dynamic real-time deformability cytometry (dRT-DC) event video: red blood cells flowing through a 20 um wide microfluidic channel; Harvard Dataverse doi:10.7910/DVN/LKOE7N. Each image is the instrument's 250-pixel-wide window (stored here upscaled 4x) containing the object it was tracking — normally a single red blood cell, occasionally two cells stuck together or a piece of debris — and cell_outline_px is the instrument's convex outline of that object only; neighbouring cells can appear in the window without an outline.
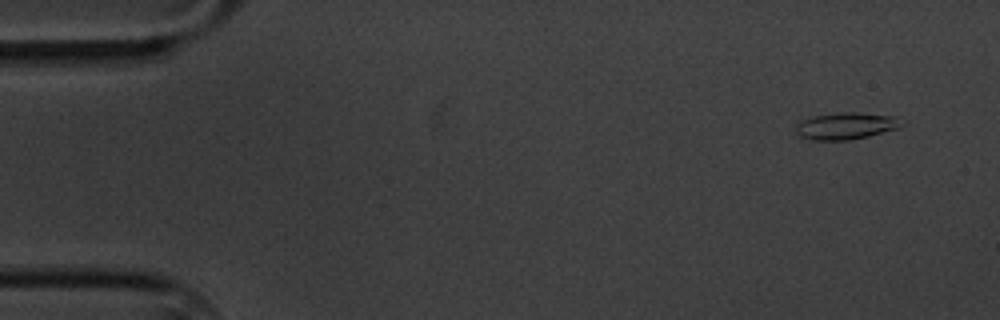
{"species": "common noctule bat (a hibernating species)", "species_latin": "Nyctalus noctula", "temperature_condition": "cold", "stored_images_in_passage": 5, "camera_frame_rate_fps": 3000, "um_per_image_px": 0.085, "animal": {"sex": "male", "body_mass_g": 20.1, "forearm_length_mm": 53.5}, "frame": {"image": 1, "passage_image": 1, "time_ms": 0.0, "image_size_px": [1000, 320], "cell_outline_px": [[908, 120], [900, 128], [868, 136], [848, 140], [812, 140], [800, 136], [796, 132], [796, 124], [800, 120], [812, 116], [844, 112], [856, 112], [896, 116]], "centroid_in_image_um": [71.98, 10.69], "position_along_channel_um": 13.0, "area_um2": 16.88}}